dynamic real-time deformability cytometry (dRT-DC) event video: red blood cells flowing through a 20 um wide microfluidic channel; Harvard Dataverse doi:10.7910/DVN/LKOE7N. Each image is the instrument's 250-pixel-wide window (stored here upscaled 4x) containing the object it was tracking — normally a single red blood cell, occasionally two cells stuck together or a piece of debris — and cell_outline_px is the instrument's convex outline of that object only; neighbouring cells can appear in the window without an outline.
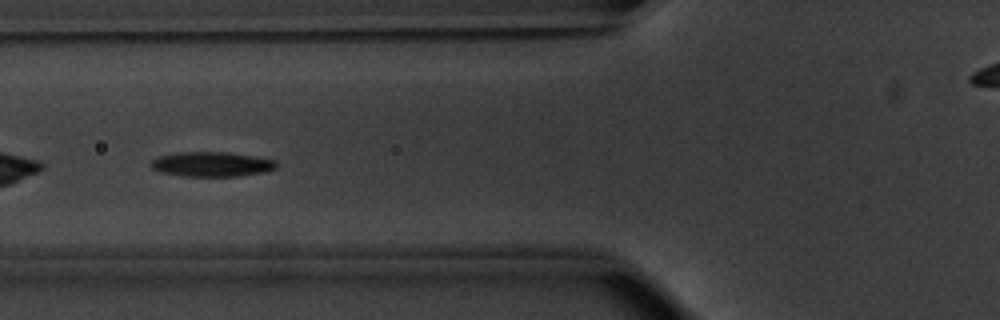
{"species": "common noctule bat (a hibernating species)", "species_latin": "Nyctalus noctula", "temperature_condition": "warm", "stored_images_in_passage": 9, "camera_frame_rate_fps": 3000, "um_per_image_px": 0.085, "animal": {"sex": "male", "body_mass_g": 20.1, "forearm_length_mm": 53.5}, "frame": {"image": 1, "passage_image": 4, "time_ms": 1.0, "image_size_px": [1000, 320], "cell_outline_px": [[280, 164], [276, 168], [264, 172], [240, 176], [180, 176], [160, 172], [152, 168], [148, 164], [152, 160], [160, 156], [176, 152], [228, 152], [256, 156], [276, 160]], "centroid_in_image_um": [18.02, 13.95], "position_along_channel_um": 107.8, "area_um2": 18.38}}
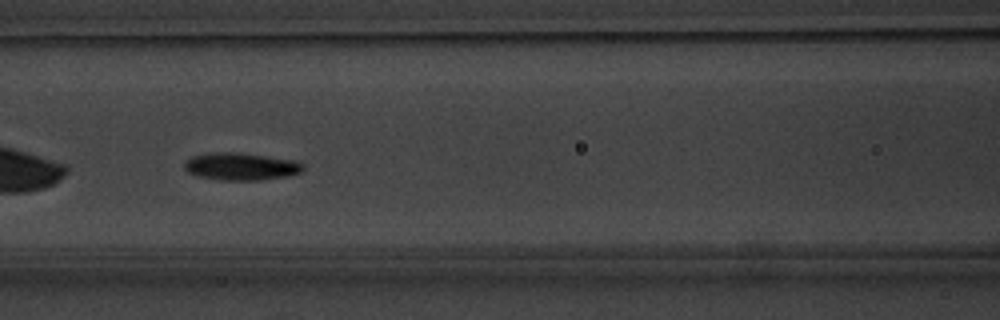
{"frame": {"image": 2, "passage_image": 7, "time_ms": 2.0, "image_size_px": [1000, 320], "cell_outline_px": [[304, 172], [288, 176], [260, 180], [220, 180], [196, 176], [188, 172], [184, 168], [184, 164], [192, 156], [208, 152], [236, 152], [296, 160], [304, 164]], "centroid_in_image_um": [20.51, 14.15], "position_along_channel_um": 146.1, "area_um2": 19.19}}